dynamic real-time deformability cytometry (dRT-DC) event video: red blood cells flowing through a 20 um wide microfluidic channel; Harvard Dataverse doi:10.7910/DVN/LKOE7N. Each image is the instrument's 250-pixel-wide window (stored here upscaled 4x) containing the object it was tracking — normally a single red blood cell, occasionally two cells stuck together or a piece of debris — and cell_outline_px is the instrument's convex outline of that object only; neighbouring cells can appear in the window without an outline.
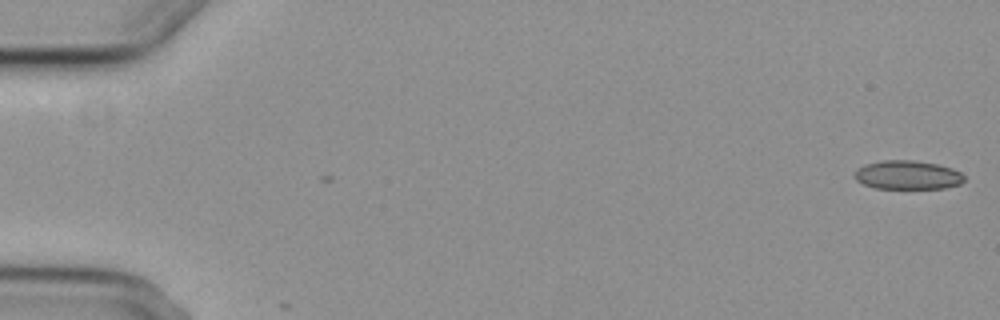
{"species": "common noctule bat (a hibernating species)", "species_latin": "Nyctalus noctula", "temperature_condition": "cold", "stored_images_in_passage": 2, "camera_frame_rate_fps": 3000, "um_per_image_px": 0.085, "animal": {"sex": "female", "body_mass_g": 29.2, "forearm_length_mm": 56.3}, "frame": {"image": 1, "passage_image": 2, "time_ms": 1.333, "image_size_px": [1000, 320], "cell_outline_px": [[964, 180], [960, 184], [944, 188], [876, 188], [864, 184], [856, 180], [856, 168], [864, 164], [884, 160], [912, 160], [936, 164], [952, 168], [960, 172], [964, 176]], "centroid_in_image_um": [77.15, 14.87], "position_along_channel_um": 7.9, "area_um2": 18.26}}